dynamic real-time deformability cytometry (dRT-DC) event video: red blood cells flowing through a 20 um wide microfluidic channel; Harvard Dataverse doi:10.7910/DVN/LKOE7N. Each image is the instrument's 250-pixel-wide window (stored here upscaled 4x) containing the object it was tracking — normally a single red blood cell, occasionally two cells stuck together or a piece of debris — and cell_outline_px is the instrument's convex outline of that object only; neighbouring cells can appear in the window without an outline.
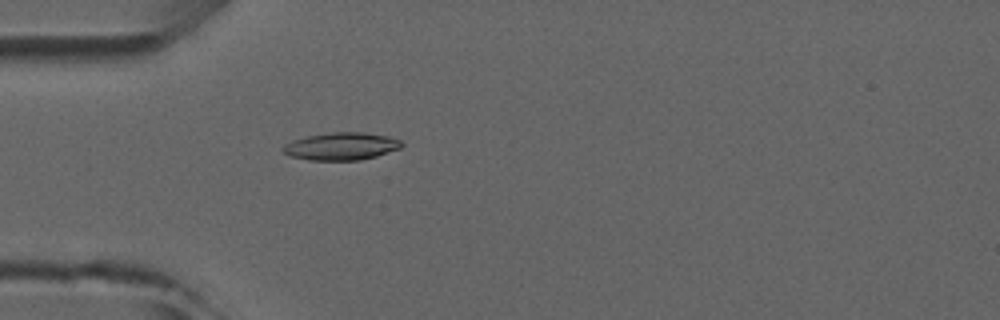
{"species": "common noctule bat (a hibernating species)", "species_latin": "Nyctalus noctula", "temperature_condition": "room temperature", "stored_images_in_passage": 5, "camera_frame_rate_fps": 3000, "um_per_image_px": 0.085, "animal": {"sex": "male", "forearm_length_mm": 52.5}, "frame": {"image": 1, "passage_image": 5, "time_ms": 4.333, "image_size_px": [1000, 320], "cell_outline_px": [[404, 144], [400, 148], [376, 156], [360, 160], [308, 160], [288, 156], [280, 148], [284, 144], [292, 140], [308, 136], [332, 132], [364, 132], [388, 136], [400, 140]], "centroid_in_image_um": [28.98, 12.43], "position_along_channel_um": 56.0, "area_um2": 19.13}}